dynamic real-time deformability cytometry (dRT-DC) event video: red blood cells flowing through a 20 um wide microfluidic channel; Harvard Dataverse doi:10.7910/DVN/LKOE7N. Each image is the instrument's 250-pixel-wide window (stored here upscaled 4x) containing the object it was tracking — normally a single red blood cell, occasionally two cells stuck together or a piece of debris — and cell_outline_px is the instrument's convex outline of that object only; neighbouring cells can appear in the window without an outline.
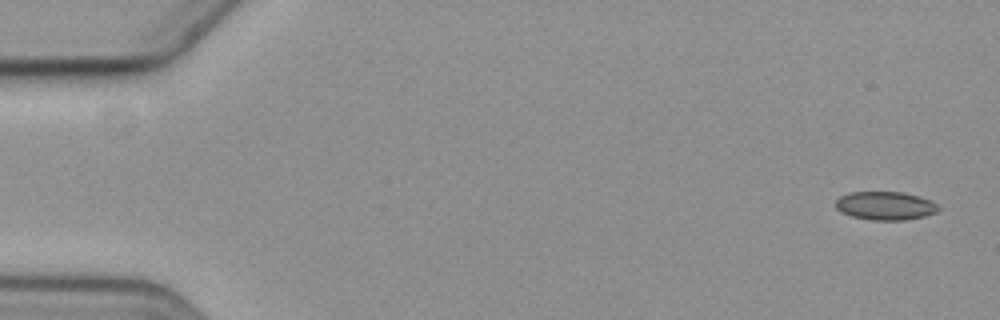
{"species": "common noctule bat (a hibernating species)", "species_latin": "Nyctalus noctula", "temperature_condition": "cold", "stored_images_in_passage": 57, "camera_frame_rate_fps": 3000, "um_per_image_px": 0.085, "animal": {"sex": "female", "body_mass_g": 19.3, "forearm_length_mm": 54.1}, "frame": {"image": 1, "passage_image": 1, "time_ms": 0.0, "image_size_px": [1000, 320], "cell_outline_px": [[940, 208], [936, 212], [924, 216], [904, 220], [872, 220], [852, 216], [840, 212], [836, 208], [836, 200], [840, 196], [852, 192], [904, 192], [920, 196], [932, 200]], "centroid_in_image_um": [75.26, 17.48], "position_along_channel_um": 9.7, "area_um2": 17.05}}
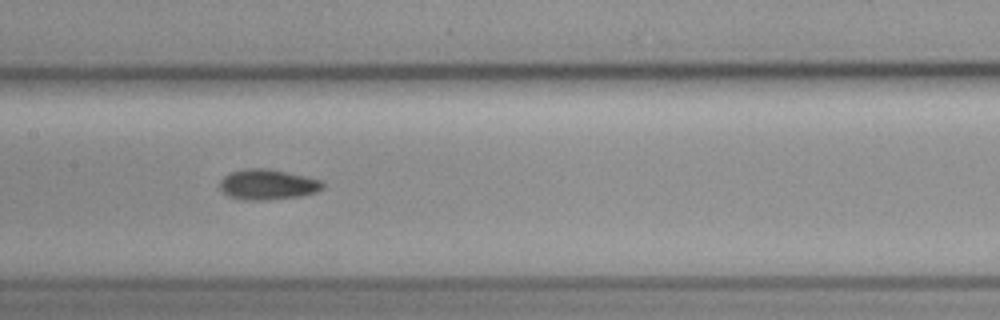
{"frame": {"image": 2, "passage_image": 28, "time_ms": 9.0, "image_size_px": [1000, 320], "cell_outline_px": [[324, 188], [316, 192], [300, 196], [268, 200], [244, 200], [228, 196], [220, 188], [220, 180], [224, 176], [232, 172], [244, 168], [268, 168], [288, 172], [320, 180], [324, 184]], "centroid_in_image_um": [22.74, 15.68], "position_along_channel_um": 184.7, "area_um2": 18.26}}
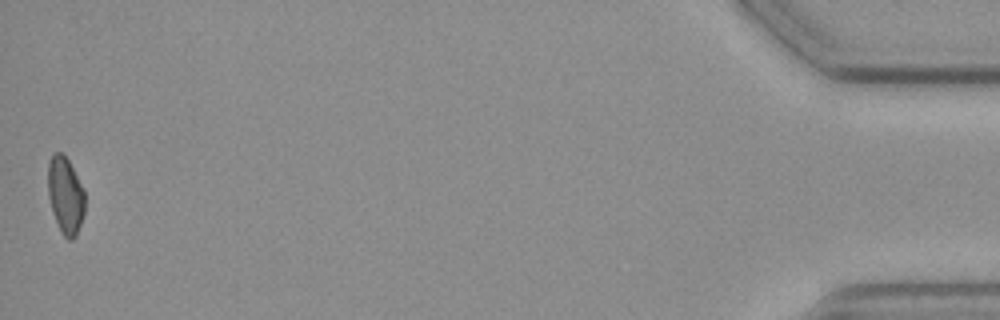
{"frame": {"image": 3, "passage_image": 57, "time_ms": 18.667, "image_size_px": [1000, 320], "cell_outline_px": [[84, 216], [76, 236], [72, 240], [68, 240], [60, 232], [52, 212], [48, 196], [48, 160], [52, 152], [60, 152], [68, 160], [84, 192]], "centroid_in_image_um": [5.54, 16.63], "position_along_channel_um": 429.7, "area_um2": 16.59}, "authors_computed_cell_mechanics": {"area_um2": 17.34, "velocity_mm_per_s": 3.5828, "shape_relaxation_time_tau1_ms": null, "shape_relaxation_time_tau2_ms": 5.5313, "deformation_change_tau1": null, "deformation_change_tau2": 0.0891}}